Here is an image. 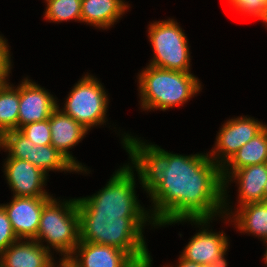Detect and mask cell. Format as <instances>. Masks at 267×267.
I'll return each instance as SVG.
<instances>
[{"label":"cell","instance_id":"ba28073f","mask_svg":"<svg viewBox=\"0 0 267 267\" xmlns=\"http://www.w3.org/2000/svg\"><path fill=\"white\" fill-rule=\"evenodd\" d=\"M266 125L262 123H258V121L254 119H250L247 117H239L236 119H230L227 123L224 124L222 129L218 134V138L216 139V151H213L211 154L214 155L211 160L216 161L215 155L216 152L219 154L223 153L224 162L220 163L222 167V179L224 181V195L225 194V185L227 181V177H229L228 167L226 169V161L228 162L232 156L247 142H249L254 136L259 134ZM223 163V164H222ZM227 170V171H226Z\"/></svg>","mask_w":267,"mask_h":267},{"label":"cell","instance_id":"3957f363","mask_svg":"<svg viewBox=\"0 0 267 267\" xmlns=\"http://www.w3.org/2000/svg\"><path fill=\"white\" fill-rule=\"evenodd\" d=\"M144 109L166 110L186 102L200 90L198 79L190 72L167 70L149 65L139 75Z\"/></svg>","mask_w":267,"mask_h":267},{"label":"cell","instance_id":"83f0119b","mask_svg":"<svg viewBox=\"0 0 267 267\" xmlns=\"http://www.w3.org/2000/svg\"><path fill=\"white\" fill-rule=\"evenodd\" d=\"M225 252L221 254L215 261L208 263L206 267H227V262L224 258Z\"/></svg>","mask_w":267,"mask_h":267},{"label":"cell","instance_id":"e0dca14e","mask_svg":"<svg viewBox=\"0 0 267 267\" xmlns=\"http://www.w3.org/2000/svg\"><path fill=\"white\" fill-rule=\"evenodd\" d=\"M128 8L122 0H82L81 21L99 28L113 25Z\"/></svg>","mask_w":267,"mask_h":267},{"label":"cell","instance_id":"2e32d148","mask_svg":"<svg viewBox=\"0 0 267 267\" xmlns=\"http://www.w3.org/2000/svg\"><path fill=\"white\" fill-rule=\"evenodd\" d=\"M232 173L239 183L240 205L264 201L267 182V163L245 166Z\"/></svg>","mask_w":267,"mask_h":267},{"label":"cell","instance_id":"484cf974","mask_svg":"<svg viewBox=\"0 0 267 267\" xmlns=\"http://www.w3.org/2000/svg\"><path fill=\"white\" fill-rule=\"evenodd\" d=\"M230 3L239 11L251 16L259 17L264 15L267 8V0H229Z\"/></svg>","mask_w":267,"mask_h":267},{"label":"cell","instance_id":"7a4b0ae2","mask_svg":"<svg viewBox=\"0 0 267 267\" xmlns=\"http://www.w3.org/2000/svg\"><path fill=\"white\" fill-rule=\"evenodd\" d=\"M146 221L147 217L79 213L80 241L124 250L139 265H145L152 261L142 234V227Z\"/></svg>","mask_w":267,"mask_h":267},{"label":"cell","instance_id":"7402d4cb","mask_svg":"<svg viewBox=\"0 0 267 267\" xmlns=\"http://www.w3.org/2000/svg\"><path fill=\"white\" fill-rule=\"evenodd\" d=\"M47 8L45 17L51 21H81V2L82 0H46Z\"/></svg>","mask_w":267,"mask_h":267},{"label":"cell","instance_id":"ffe728a7","mask_svg":"<svg viewBox=\"0 0 267 267\" xmlns=\"http://www.w3.org/2000/svg\"><path fill=\"white\" fill-rule=\"evenodd\" d=\"M28 161L44 173L49 170L78 171V169L53 145L36 146L30 141Z\"/></svg>","mask_w":267,"mask_h":267},{"label":"cell","instance_id":"f1b7e54d","mask_svg":"<svg viewBox=\"0 0 267 267\" xmlns=\"http://www.w3.org/2000/svg\"><path fill=\"white\" fill-rule=\"evenodd\" d=\"M179 265L178 267H206L205 265H201L195 262L188 261L184 259L182 256L179 258Z\"/></svg>","mask_w":267,"mask_h":267},{"label":"cell","instance_id":"30bf717a","mask_svg":"<svg viewBox=\"0 0 267 267\" xmlns=\"http://www.w3.org/2000/svg\"><path fill=\"white\" fill-rule=\"evenodd\" d=\"M69 258L74 267H151V262L139 265L126 251L118 248L90 242L79 241L74 253Z\"/></svg>","mask_w":267,"mask_h":267},{"label":"cell","instance_id":"6da1fadb","mask_svg":"<svg viewBox=\"0 0 267 267\" xmlns=\"http://www.w3.org/2000/svg\"><path fill=\"white\" fill-rule=\"evenodd\" d=\"M123 143L155 204L153 224L189 220L204 225L224 208L226 196L219 160L213 162L208 154H171L128 135Z\"/></svg>","mask_w":267,"mask_h":267},{"label":"cell","instance_id":"cb8c5ba5","mask_svg":"<svg viewBox=\"0 0 267 267\" xmlns=\"http://www.w3.org/2000/svg\"><path fill=\"white\" fill-rule=\"evenodd\" d=\"M18 131L32 141L36 146L51 145L49 119L27 124L19 128Z\"/></svg>","mask_w":267,"mask_h":267},{"label":"cell","instance_id":"9a60e30c","mask_svg":"<svg viewBox=\"0 0 267 267\" xmlns=\"http://www.w3.org/2000/svg\"><path fill=\"white\" fill-rule=\"evenodd\" d=\"M227 241L224 233L217 234L204 229L193 236L181 256L188 261L206 266L227 251Z\"/></svg>","mask_w":267,"mask_h":267},{"label":"cell","instance_id":"4dcf8cb0","mask_svg":"<svg viewBox=\"0 0 267 267\" xmlns=\"http://www.w3.org/2000/svg\"><path fill=\"white\" fill-rule=\"evenodd\" d=\"M8 74H9V71H0V85L7 78Z\"/></svg>","mask_w":267,"mask_h":267},{"label":"cell","instance_id":"f546056e","mask_svg":"<svg viewBox=\"0 0 267 267\" xmlns=\"http://www.w3.org/2000/svg\"><path fill=\"white\" fill-rule=\"evenodd\" d=\"M54 264L55 263L51 262L47 267H55ZM57 267H74V265L69 257H64Z\"/></svg>","mask_w":267,"mask_h":267},{"label":"cell","instance_id":"d4e9b609","mask_svg":"<svg viewBox=\"0 0 267 267\" xmlns=\"http://www.w3.org/2000/svg\"><path fill=\"white\" fill-rule=\"evenodd\" d=\"M16 241L19 239L13 231L4 208L0 205V254Z\"/></svg>","mask_w":267,"mask_h":267},{"label":"cell","instance_id":"277c9868","mask_svg":"<svg viewBox=\"0 0 267 267\" xmlns=\"http://www.w3.org/2000/svg\"><path fill=\"white\" fill-rule=\"evenodd\" d=\"M131 171L132 167L125 165L115 172L98 194L88 198H78V213L122 214V217H148L149 219L150 216L140 207L135 196V181Z\"/></svg>","mask_w":267,"mask_h":267},{"label":"cell","instance_id":"7c38bea8","mask_svg":"<svg viewBox=\"0 0 267 267\" xmlns=\"http://www.w3.org/2000/svg\"><path fill=\"white\" fill-rule=\"evenodd\" d=\"M29 81L25 79L20 84L18 129L33 122L49 119L51 113L58 107L49 92Z\"/></svg>","mask_w":267,"mask_h":267},{"label":"cell","instance_id":"4316f807","mask_svg":"<svg viewBox=\"0 0 267 267\" xmlns=\"http://www.w3.org/2000/svg\"><path fill=\"white\" fill-rule=\"evenodd\" d=\"M6 40L0 36V71H10L11 61Z\"/></svg>","mask_w":267,"mask_h":267},{"label":"cell","instance_id":"52a82bcc","mask_svg":"<svg viewBox=\"0 0 267 267\" xmlns=\"http://www.w3.org/2000/svg\"><path fill=\"white\" fill-rule=\"evenodd\" d=\"M108 98L102 84L92 76H84L72 89L63 112L89 130L105 122Z\"/></svg>","mask_w":267,"mask_h":267},{"label":"cell","instance_id":"8fae6325","mask_svg":"<svg viewBox=\"0 0 267 267\" xmlns=\"http://www.w3.org/2000/svg\"><path fill=\"white\" fill-rule=\"evenodd\" d=\"M6 178L15 197H51L42 191L46 173L27 160L8 157L5 162Z\"/></svg>","mask_w":267,"mask_h":267},{"label":"cell","instance_id":"44dd1931","mask_svg":"<svg viewBox=\"0 0 267 267\" xmlns=\"http://www.w3.org/2000/svg\"><path fill=\"white\" fill-rule=\"evenodd\" d=\"M20 86L16 89L4 82L0 85V136L18 130Z\"/></svg>","mask_w":267,"mask_h":267},{"label":"cell","instance_id":"d6a6232c","mask_svg":"<svg viewBox=\"0 0 267 267\" xmlns=\"http://www.w3.org/2000/svg\"><path fill=\"white\" fill-rule=\"evenodd\" d=\"M264 200H267V182L264 189Z\"/></svg>","mask_w":267,"mask_h":267},{"label":"cell","instance_id":"d6986e66","mask_svg":"<svg viewBox=\"0 0 267 267\" xmlns=\"http://www.w3.org/2000/svg\"><path fill=\"white\" fill-rule=\"evenodd\" d=\"M236 216L237 227L241 231H247L262 237L267 241V209L266 200L261 203H249L240 206ZM267 243V242H266Z\"/></svg>","mask_w":267,"mask_h":267},{"label":"cell","instance_id":"4fadbf2b","mask_svg":"<svg viewBox=\"0 0 267 267\" xmlns=\"http://www.w3.org/2000/svg\"><path fill=\"white\" fill-rule=\"evenodd\" d=\"M49 125L51 145L63 154L78 171H86V169L70 155L68 149L80 142L88 130L63 111H59V107L51 113Z\"/></svg>","mask_w":267,"mask_h":267},{"label":"cell","instance_id":"8992f818","mask_svg":"<svg viewBox=\"0 0 267 267\" xmlns=\"http://www.w3.org/2000/svg\"><path fill=\"white\" fill-rule=\"evenodd\" d=\"M149 39L154 58L149 65L182 72H189L190 54L184 32L174 20L155 22L149 27Z\"/></svg>","mask_w":267,"mask_h":267},{"label":"cell","instance_id":"9c48e42d","mask_svg":"<svg viewBox=\"0 0 267 267\" xmlns=\"http://www.w3.org/2000/svg\"><path fill=\"white\" fill-rule=\"evenodd\" d=\"M51 198L14 196L11 203L1 205L19 240L36 238L43 207Z\"/></svg>","mask_w":267,"mask_h":267},{"label":"cell","instance_id":"5b68a950","mask_svg":"<svg viewBox=\"0 0 267 267\" xmlns=\"http://www.w3.org/2000/svg\"><path fill=\"white\" fill-rule=\"evenodd\" d=\"M65 202L60 205L51 198L44 205L34 240L41 243L45 239L64 257H70L80 241L79 213L77 199Z\"/></svg>","mask_w":267,"mask_h":267},{"label":"cell","instance_id":"1f68e13d","mask_svg":"<svg viewBox=\"0 0 267 267\" xmlns=\"http://www.w3.org/2000/svg\"><path fill=\"white\" fill-rule=\"evenodd\" d=\"M261 20H263L267 24V8H266V11H265L264 15L262 16Z\"/></svg>","mask_w":267,"mask_h":267},{"label":"cell","instance_id":"836d02e7","mask_svg":"<svg viewBox=\"0 0 267 267\" xmlns=\"http://www.w3.org/2000/svg\"><path fill=\"white\" fill-rule=\"evenodd\" d=\"M264 259H265V262H266V264H267V250H266V252H265V257H264Z\"/></svg>","mask_w":267,"mask_h":267},{"label":"cell","instance_id":"ac0fdd59","mask_svg":"<svg viewBox=\"0 0 267 267\" xmlns=\"http://www.w3.org/2000/svg\"><path fill=\"white\" fill-rule=\"evenodd\" d=\"M232 172L249 165L267 163V126L226 162Z\"/></svg>","mask_w":267,"mask_h":267},{"label":"cell","instance_id":"5bb4252c","mask_svg":"<svg viewBox=\"0 0 267 267\" xmlns=\"http://www.w3.org/2000/svg\"><path fill=\"white\" fill-rule=\"evenodd\" d=\"M49 249L36 240L16 241L0 254V267H47L53 261Z\"/></svg>","mask_w":267,"mask_h":267},{"label":"cell","instance_id":"603a6c76","mask_svg":"<svg viewBox=\"0 0 267 267\" xmlns=\"http://www.w3.org/2000/svg\"><path fill=\"white\" fill-rule=\"evenodd\" d=\"M0 147L9 150V157L27 160L30 151V140L18 130L8 131L0 136Z\"/></svg>","mask_w":267,"mask_h":267}]
</instances>
